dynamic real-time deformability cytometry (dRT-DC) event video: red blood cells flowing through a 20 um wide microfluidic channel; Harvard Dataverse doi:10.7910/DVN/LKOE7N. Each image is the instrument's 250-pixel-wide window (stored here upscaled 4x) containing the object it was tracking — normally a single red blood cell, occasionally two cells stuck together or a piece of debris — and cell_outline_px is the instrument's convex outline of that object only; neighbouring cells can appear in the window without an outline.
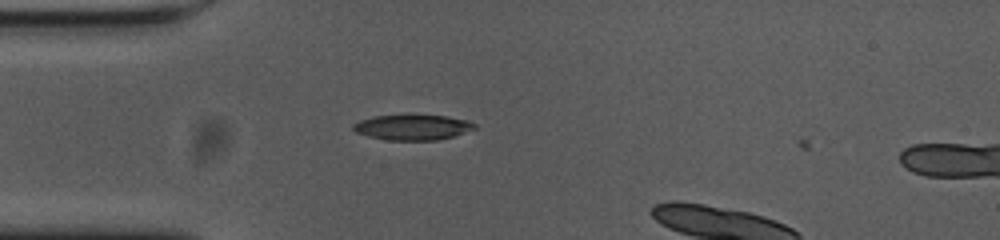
{"species": "common noctule bat (a hibernating species)", "species_latin": "Nyctalus noctula", "temperature_condition": "cold", "stored_images_in_passage": 6, "camera_frame_rate_fps": 3000, "um_per_image_px": 0.085, "animal": {"sex": "female", "body_mass_g": 23.0, "forearm_length_mm": 53.4}, "frame": {"image": 1, "passage_image": 5, "time_ms": 1.333, "image_size_px": [1000, 240], "cell_outline_px": [[476, 128], [452, 136], [436, 140], [388, 140], [368, 136], [356, 132], [352, 128], [352, 124], [360, 120], [372, 116], [408, 112], [448, 116], [468, 120], [476, 124]], "centroid_in_image_um": [35.04, 10.76], "position_along_channel_um": 50.0, "area_um2": 18.73}}